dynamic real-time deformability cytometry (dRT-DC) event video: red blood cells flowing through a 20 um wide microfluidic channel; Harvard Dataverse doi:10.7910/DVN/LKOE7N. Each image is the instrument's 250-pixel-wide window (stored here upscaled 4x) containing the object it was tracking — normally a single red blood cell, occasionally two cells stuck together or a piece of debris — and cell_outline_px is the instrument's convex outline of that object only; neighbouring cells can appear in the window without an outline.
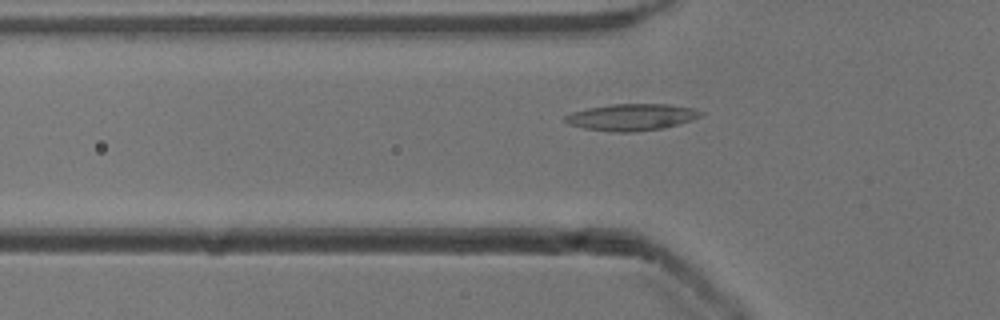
{"species": "common noctule bat (a hibernating species)", "species_latin": "Nyctalus noctula", "temperature_condition": "cold", "stored_images_in_passage": 52, "camera_frame_rate_fps": 3000, "um_per_image_px": 0.085, "animal": {"sex": "male", "body_mass_g": 13.3}, "frame": {"image": 1, "passage_image": 17, "time_ms": 5.333, "image_size_px": [1000, 320], "cell_outline_px": [[704, 112], [700, 116], [692, 120], [680, 124], [664, 128], [632, 132], [616, 132], [584, 128], [568, 124], [564, 120], [564, 116], [572, 112], [588, 108], [612, 104], [668, 104], [692, 108]], "centroid_in_image_um": [53.69, 9.96], "position_along_channel_um": 72.1, "area_um2": 21.04}}
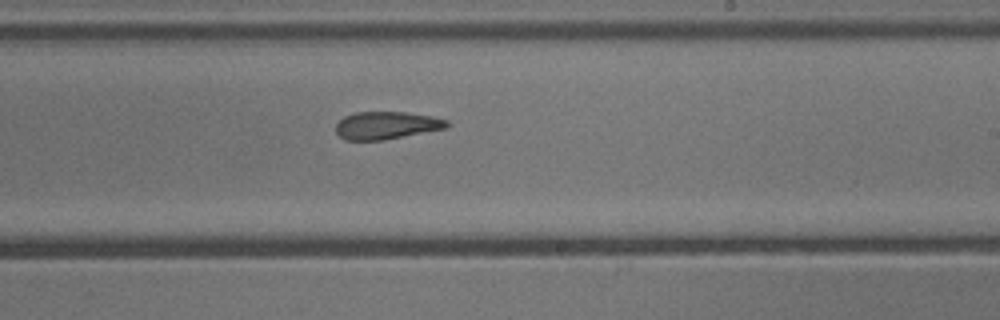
{"frame": {"image": 2, "passage_image": 31, "time_ms": 10.0, "image_size_px": [1000, 320], "cell_outline_px": [[452, 124], [448, 128], [384, 140], [344, 140], [336, 132], [336, 124], [344, 116], [356, 112], [404, 112], [432, 116], [448, 120]], "centroid_in_image_um": [32.89, 10.66], "position_along_channel_um": 256.1, "area_um2": 18.03}}
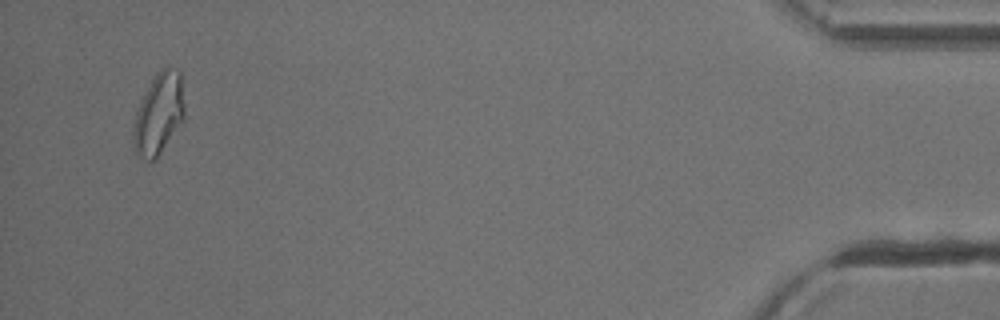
{"frame": {"image": 3, "passage_image": 50, "time_ms": 16.333, "image_size_px": [1000, 320], "cell_outline_px": [[184, 124], [156, 160], [144, 160], [136, 152], [132, 144], [132, 124], [140, 100], [156, 72], [164, 68], [168, 68], [180, 72], [184, 104]], "centroid_in_image_um": [13.49, 9.75], "position_along_channel_um": 421.7, "area_um2": 24.85}, "authors_computed_cell_mechanics": {"area_um2": 19.6809, "velocity_mm_per_s": 3.9322, "shape_relaxation_time_tau1_ms": 9.1606, "shape_relaxation_time_tau2_ms": 3.4439, "deformation_change_tau1": 0.1937, "deformation_change_tau2": 0.1179}}